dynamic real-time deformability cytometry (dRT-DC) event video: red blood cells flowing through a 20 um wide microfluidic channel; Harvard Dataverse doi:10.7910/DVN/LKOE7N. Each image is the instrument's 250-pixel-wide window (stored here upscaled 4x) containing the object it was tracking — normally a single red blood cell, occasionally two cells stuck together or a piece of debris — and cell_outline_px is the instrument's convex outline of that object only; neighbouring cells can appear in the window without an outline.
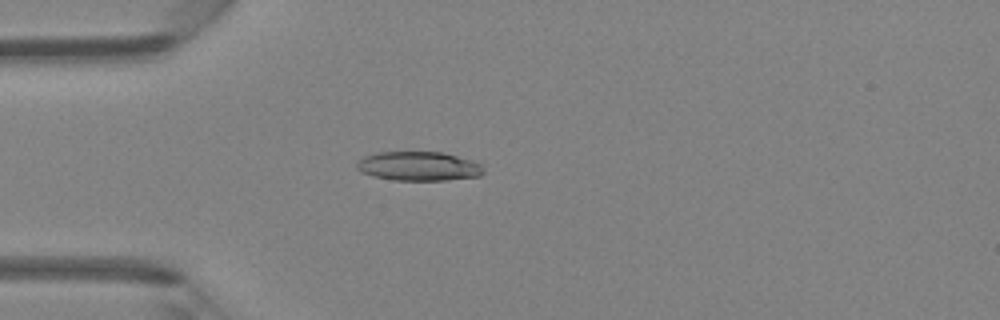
{"species": "Egyptian fruit bat (a non-hibernating species)", "species_latin": "Rousettus aegyptiacus", "temperature_condition": "room temperature", "stored_images_in_passage": 4, "camera_frame_rate_fps": 3000, "um_per_image_px": 0.085, "animal": {"sex": "female"}, "frame": {"image": 1, "passage_image": 4, "time_ms": 3.667, "image_size_px": [1000, 320], "cell_outline_px": [[484, 172], [480, 176], [448, 180], [392, 180], [372, 176], [360, 172], [356, 168], [356, 160], [364, 156], [376, 152], [444, 152], [472, 160], [480, 164]], "centroid_in_image_um": [35.54, 14.12], "position_along_channel_um": 49.5, "area_um2": 21.79}}